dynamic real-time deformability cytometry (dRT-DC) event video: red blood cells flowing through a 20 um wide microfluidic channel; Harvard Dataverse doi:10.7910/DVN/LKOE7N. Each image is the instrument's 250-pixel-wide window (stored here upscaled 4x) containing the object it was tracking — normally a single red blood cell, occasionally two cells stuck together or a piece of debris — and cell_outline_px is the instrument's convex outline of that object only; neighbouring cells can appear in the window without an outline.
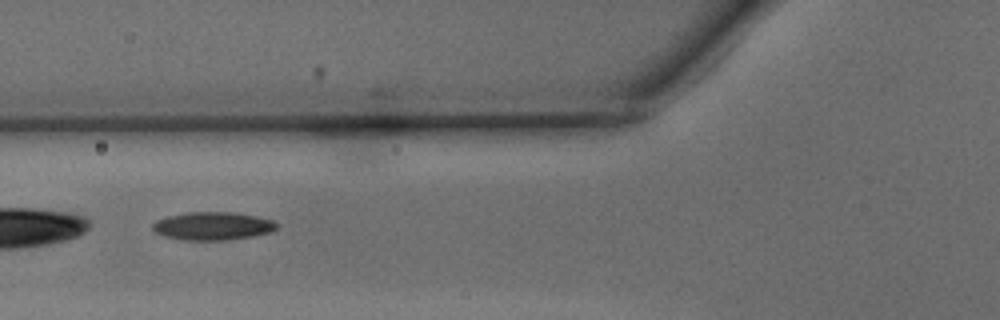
{"species": "common noctule bat (a hibernating species)", "species_latin": "Nyctalus noctula", "temperature_condition": "warm", "stored_images_in_passage": 47, "camera_frame_rate_fps": 3000, "um_per_image_px": 0.085, "animal": {"sex": "male", "body_mass_g": 15.6}, "frame": {"image": 1, "passage_image": 18, "time_ms": 5.667, "image_size_px": [1000, 320], "cell_outline_px": [[280, 224], [272, 232], [252, 236], [228, 240], [180, 240], [164, 236], [152, 232], [152, 224], [156, 220], [168, 216], [188, 212], [232, 212], [256, 216], [272, 220]], "centroid_in_image_um": [18.06, 19.21], "position_along_channel_um": 107.7, "area_um2": 20.52}}
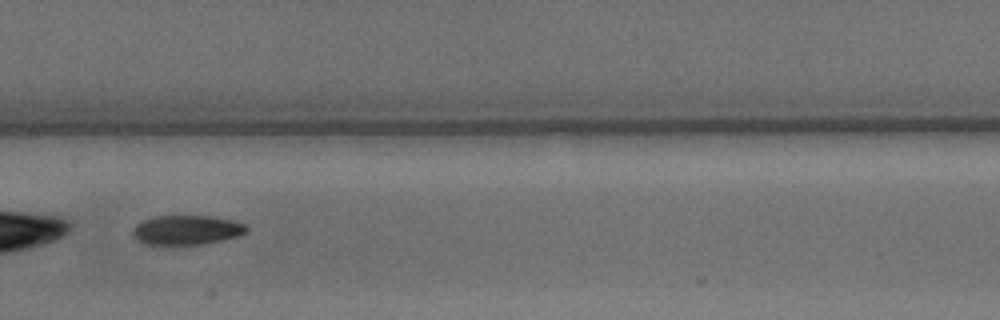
{"frame": {"image": 2, "passage_image": 24, "time_ms": 7.667, "image_size_px": [1000, 320], "cell_outline_px": [[248, 232], [236, 236], [220, 240], [200, 244], [172, 248], [144, 244], [136, 240], [132, 236], [132, 232], [136, 224], [144, 220], [156, 216], [208, 216], [232, 220], [248, 224]], "centroid_in_image_um": [15.81, 19.6], "position_along_channel_um": 191.6, "area_um2": 20.23}}
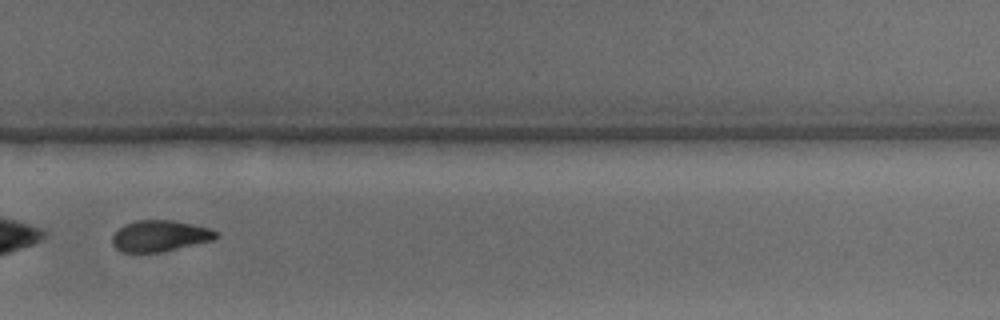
{"frame": {"image": 3, "passage_image": 33, "time_ms": 10.667, "image_size_px": [1000, 320], "cell_outline_px": [[220, 236], [212, 240], [164, 252], [124, 252], [116, 248], [112, 244], [112, 236], [124, 224], [136, 220], [172, 220], [192, 224], [208, 228], [216, 232]], "centroid_in_image_um": [13.58, 20.05], "position_along_channel_um": 316.2, "area_um2": 18.79}, "authors_computed_cell_mechanics": {"area_um2": 21.097, "velocity_mm_per_s": 4.1745, "shape_relaxation_time_tau1_ms": 2.6456, "shape_relaxation_time_tau2_ms": null, "deformation_change_tau1": 0.147, "deformation_change_tau2": null}}